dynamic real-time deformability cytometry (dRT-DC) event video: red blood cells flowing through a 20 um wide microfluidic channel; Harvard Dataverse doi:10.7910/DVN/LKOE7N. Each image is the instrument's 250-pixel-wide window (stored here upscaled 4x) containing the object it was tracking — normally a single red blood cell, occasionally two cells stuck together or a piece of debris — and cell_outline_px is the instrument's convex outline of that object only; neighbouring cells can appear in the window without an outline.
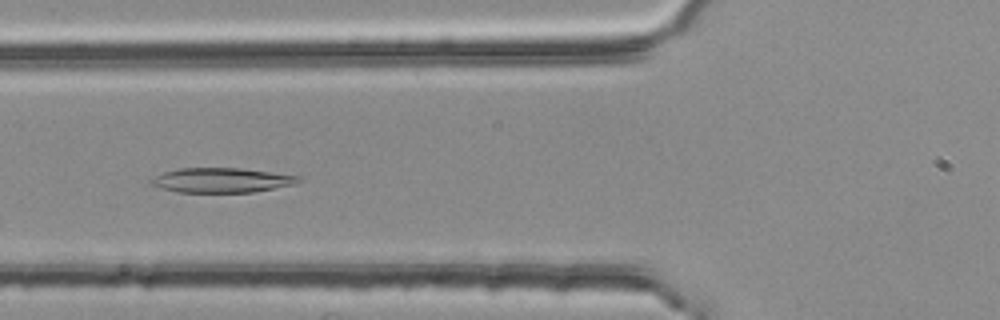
{"species": "common noctule bat (a hibernating species)", "species_latin": "Nyctalus noctula", "temperature_condition": "room temperature", "stored_images_in_passage": 50, "camera_frame_rate_fps": 3000, "um_per_image_px": 0.085, "animal": {"sex": "female", "body_mass_g": 25.1}, "frame": {"image": 1, "passage_image": 19, "time_ms": 6.0, "image_size_px": [1000, 320], "cell_outline_px": [[304, 180], [296, 184], [252, 192], [176, 192], [160, 188], [148, 184], [156, 176], [164, 172], [176, 168], [240, 168], [300, 176]], "centroid_in_image_um": [18.84, 15.32], "position_along_channel_um": 107.0, "area_um2": 21.21}}
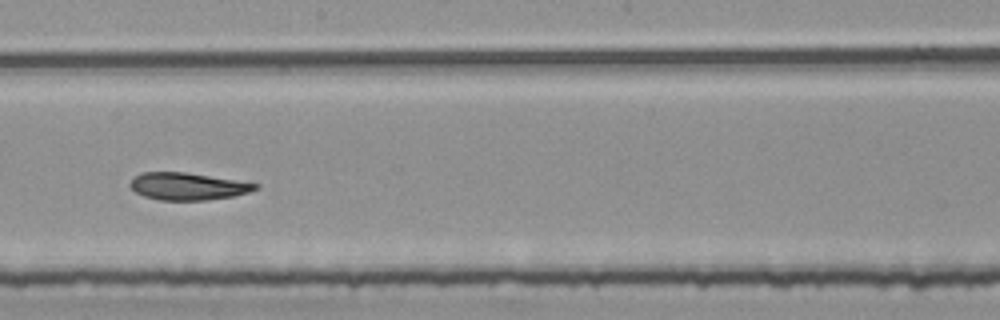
{"frame": {"image": 2, "passage_image": 29, "time_ms": 9.333, "image_size_px": [1000, 320], "cell_outline_px": [[260, 188], [248, 192], [232, 196], [204, 200], [160, 200], [144, 196], [136, 192], [128, 184], [132, 176], [140, 172], [184, 172], [260, 184]], "centroid_in_image_um": [15.91, 15.83], "position_along_channel_um": 232.3, "area_um2": 19.83}}
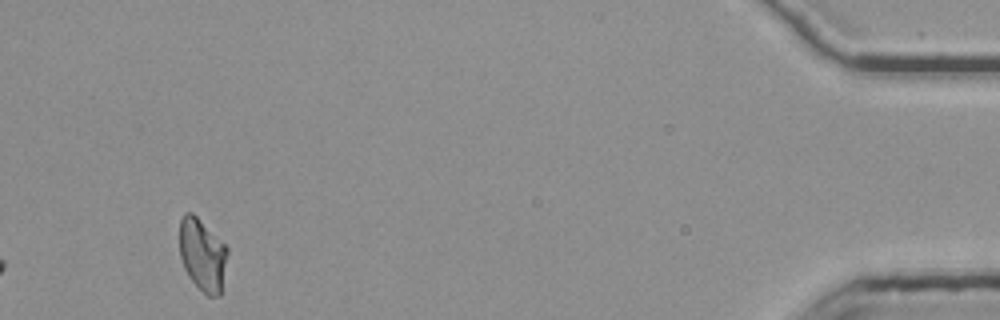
{"frame": {"image": 3, "passage_image": 50, "time_ms": 16.333, "image_size_px": [1000, 320], "cell_outline_px": [[228, 252], [224, 292], [220, 296], [208, 296], [188, 276], [184, 268], [180, 256], [180, 220], [184, 212], [192, 212], [228, 248]], "centroid_in_image_um": [17.25, 21.7], "position_along_channel_um": 418.0, "area_um2": 20.46}, "authors_computed_cell_mechanics": {"area_um2": 20.9236, "velocity_mm_per_s": 3.7561, "shape_relaxation_time_tau1_ms": 10.209, "shape_relaxation_time_tau2_ms": null, "deformation_change_tau1": 0.2258, "deformation_change_tau2": null}}